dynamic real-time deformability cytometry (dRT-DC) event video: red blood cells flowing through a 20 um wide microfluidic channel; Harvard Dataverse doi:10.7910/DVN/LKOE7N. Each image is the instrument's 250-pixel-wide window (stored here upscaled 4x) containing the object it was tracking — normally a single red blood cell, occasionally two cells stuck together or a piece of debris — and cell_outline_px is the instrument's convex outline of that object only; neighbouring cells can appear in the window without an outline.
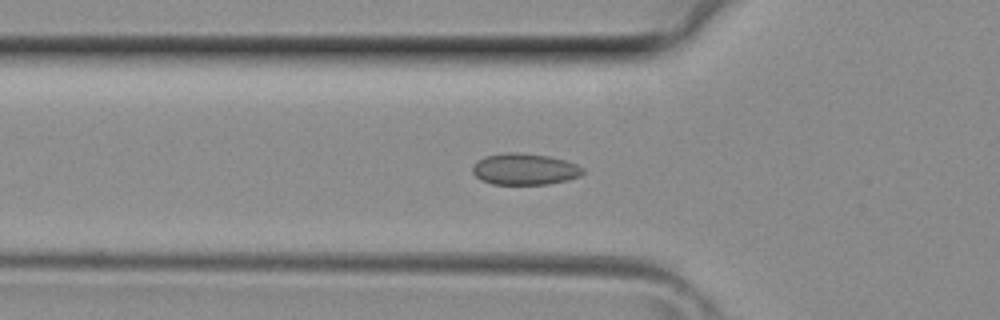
{"species": "common noctule bat (a hibernating species)", "species_latin": "Nyctalus noctula", "temperature_condition": "room temperature", "stored_images_in_passage": 34, "camera_frame_rate_fps": 3000, "um_per_image_px": 0.085, "animal": {"sex": "female", "body_mass_g": 29.2, "forearm_length_mm": 56.3}, "frame": {"image": 1, "passage_image": 12, "time_ms": 3.667, "image_size_px": [1000, 320], "cell_outline_px": [[584, 172], [580, 176], [568, 180], [548, 184], [492, 184], [480, 180], [472, 172], [472, 164], [476, 160], [484, 156], [504, 152], [516, 152], [548, 156], [564, 160], [576, 164], [584, 168]], "centroid_in_image_um": [44.56, 14.37], "position_along_channel_um": 81.2, "area_um2": 20.4}}
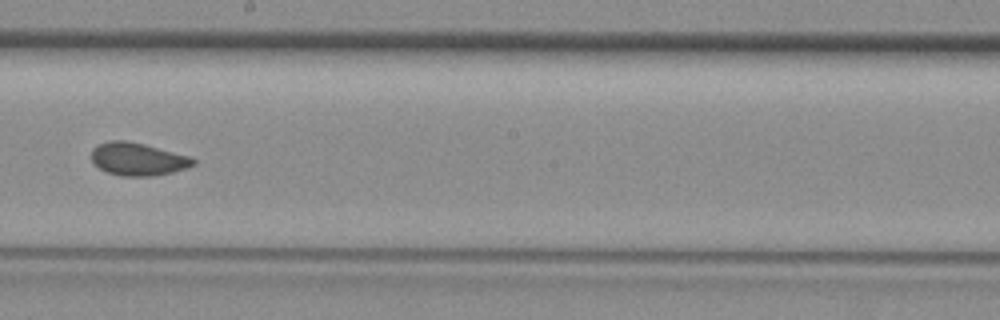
{"frame": {"image": 2, "passage_image": 21, "time_ms": 6.667, "image_size_px": [1000, 320], "cell_outline_px": [[196, 164], [172, 172], [156, 176], [120, 176], [108, 172], [92, 164], [92, 148], [96, 144], [108, 140], [128, 140], [144, 144], [188, 156], [196, 160]], "centroid_in_image_um": [11.66, 13.52], "position_along_channel_um": 236.5, "area_um2": 19.54}}
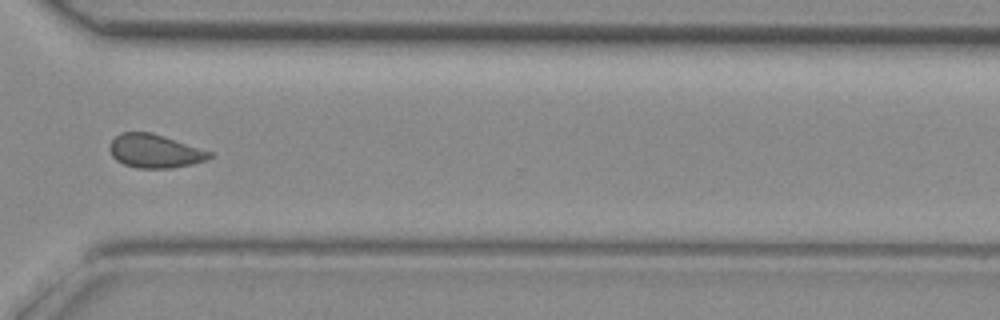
{"frame": {"image": 3, "passage_image": 28, "time_ms": 9.0, "image_size_px": [1000, 320], "cell_outline_px": [[212, 156], [204, 160], [192, 164], [172, 168], [136, 168], [124, 164], [116, 160], [112, 156], [108, 148], [108, 144], [120, 132], [152, 132], [212, 152]], "centroid_in_image_um": [13.11, 12.84], "position_along_channel_um": 357.5, "area_um2": 19.54}}